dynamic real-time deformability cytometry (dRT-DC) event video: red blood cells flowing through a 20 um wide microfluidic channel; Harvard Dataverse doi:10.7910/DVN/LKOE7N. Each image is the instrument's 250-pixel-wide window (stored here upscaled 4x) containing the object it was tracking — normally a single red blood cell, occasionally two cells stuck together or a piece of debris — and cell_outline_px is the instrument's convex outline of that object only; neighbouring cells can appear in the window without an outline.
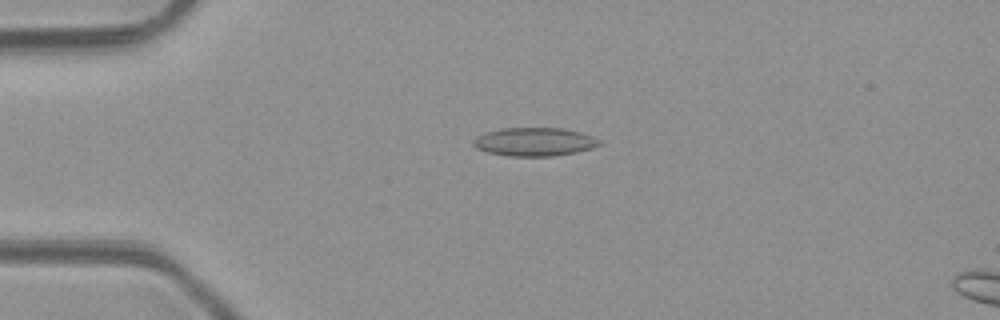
{"species": "common noctule bat (a hibernating species)", "species_latin": "Nyctalus noctula", "temperature_condition": "room temperature", "stored_images_in_passage": 3, "camera_frame_rate_fps": 3000, "um_per_image_px": 0.085, "animal": {"sex": "male", "body_mass_g": 23.1, "forearm_length_mm": 52.7}, "frame": {"image": 1, "passage_image": 2, "time_ms": 1.333, "image_size_px": [1000, 320], "cell_outline_px": [[604, 144], [592, 148], [576, 152], [556, 156], [508, 156], [488, 152], [476, 148], [472, 144], [472, 140], [476, 136], [500, 128], [564, 128], [580, 132], [592, 136], [600, 140]], "centroid_in_image_um": [45.44, 12.05], "position_along_channel_um": 39.6, "area_um2": 21.04}}